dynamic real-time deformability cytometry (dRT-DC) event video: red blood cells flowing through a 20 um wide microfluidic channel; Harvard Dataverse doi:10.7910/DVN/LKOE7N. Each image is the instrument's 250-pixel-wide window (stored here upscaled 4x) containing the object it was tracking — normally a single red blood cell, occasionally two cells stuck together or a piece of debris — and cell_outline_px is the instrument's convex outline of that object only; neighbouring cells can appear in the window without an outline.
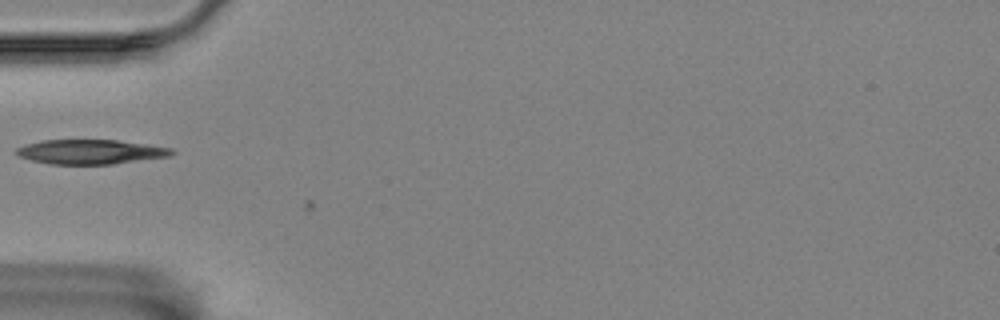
{"species": "Egyptian fruit bat (a non-hibernating species)", "species_latin": "Rousettus aegyptiacus", "temperature_condition": "room temperature", "stored_images_in_passage": 4, "camera_frame_rate_fps": 3000, "um_per_image_px": 0.085, "animal": {"sex": "female"}, "frame": {"image": 1, "passage_image": 3, "time_ms": 0.667, "image_size_px": [1000, 320], "cell_outline_px": [[176, 152], [168, 156], [116, 164], [52, 164], [32, 160], [16, 156], [16, 148], [24, 144], [40, 140], [116, 140], [172, 148]], "centroid_in_image_um": [7.65, 12.9], "position_along_channel_um": 77.3, "area_um2": 22.2}}